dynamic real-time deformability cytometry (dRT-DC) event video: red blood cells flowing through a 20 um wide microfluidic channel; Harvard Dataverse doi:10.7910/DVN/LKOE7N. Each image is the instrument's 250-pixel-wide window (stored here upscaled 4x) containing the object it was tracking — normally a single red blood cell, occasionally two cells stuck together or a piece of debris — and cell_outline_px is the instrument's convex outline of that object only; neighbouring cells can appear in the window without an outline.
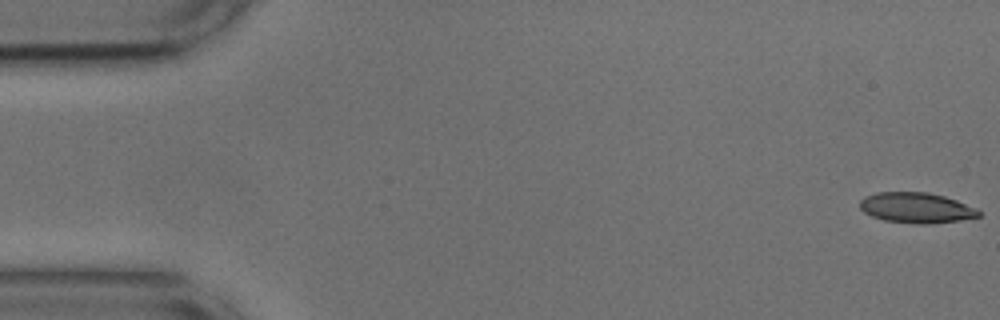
{"species": "common noctule bat (a hibernating species)", "species_latin": "Nyctalus noctula", "temperature_condition": "cold", "stored_images_in_passage": 55, "camera_frame_rate_fps": 3000, "um_per_image_px": 0.085, "animal": {"sex": "male", "body_mass_g": 17.9, "forearm_length_mm": 54.2}, "frame": {"image": 1, "passage_image": 1, "time_ms": 0.0, "image_size_px": [1000, 320], "cell_outline_px": [[980, 216], [960, 220], [932, 224], [916, 224], [884, 220], [872, 216], [864, 212], [860, 208], [860, 200], [864, 196], [876, 192], [928, 192], [944, 196], [956, 200], [976, 208], [980, 212]], "centroid_in_image_um": [77.87, 17.66], "position_along_channel_um": 7.1, "area_um2": 21.15}}
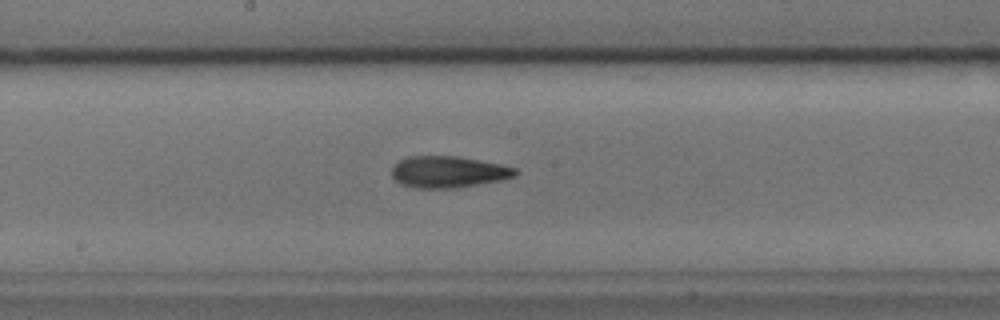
{"frame": {"image": 2, "passage_image": 28, "time_ms": 9.0, "image_size_px": [1000, 320], "cell_outline_px": [[520, 172], [516, 176], [504, 180], [452, 188], [416, 188], [400, 184], [392, 176], [392, 168], [400, 160], [408, 156], [460, 156], [500, 164], [516, 168]], "centroid_in_image_um": [38.14, 14.61], "position_along_channel_um": 210.1, "area_um2": 22.83}}
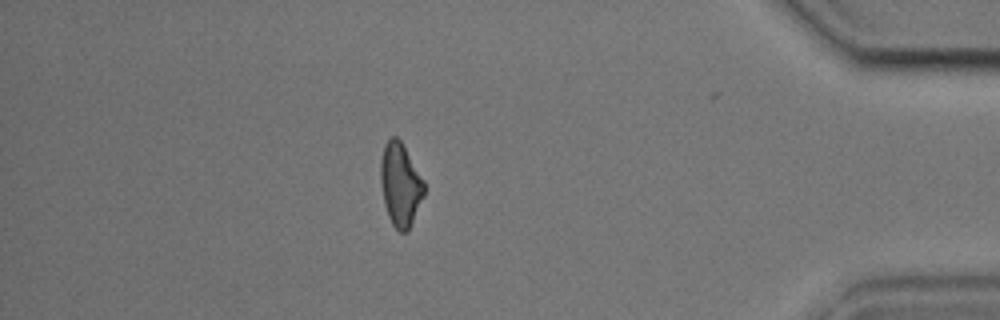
{"frame": {"image": 3, "passage_image": 47, "time_ms": 15.333, "image_size_px": [1000, 320], "cell_outline_px": [[424, 196], [408, 232], [400, 232], [392, 224], [388, 216], [384, 204], [380, 184], [380, 160], [384, 144], [392, 136], [396, 136], [400, 140], [424, 180]], "centroid_in_image_um": [34.02, 15.7], "position_along_channel_um": 401.2, "area_um2": 21.21}, "authors_computed_cell_mechanics": {"area_um2": 21.8484, "velocity_mm_per_s": 3.6877, "shape_relaxation_time_tau1_ms": 6.3349, "shape_relaxation_time_tau2_ms": 6.1763, "deformation_change_tau1": 0.1585, "deformation_change_tau2": 0.1569}}